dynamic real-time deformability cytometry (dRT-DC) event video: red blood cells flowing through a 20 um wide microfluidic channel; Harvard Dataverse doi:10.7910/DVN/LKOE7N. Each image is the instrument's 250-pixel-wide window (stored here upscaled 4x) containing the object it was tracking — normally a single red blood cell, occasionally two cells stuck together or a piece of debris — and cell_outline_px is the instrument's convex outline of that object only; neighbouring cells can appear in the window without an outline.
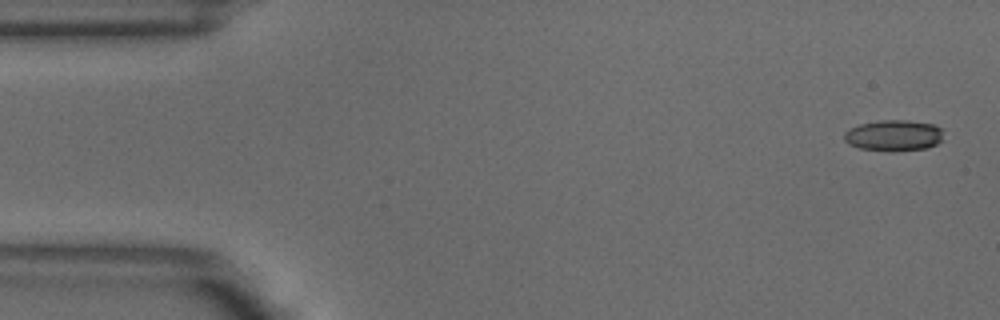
{"species": "common noctule bat (a hibernating species)", "species_latin": "Nyctalus noctula", "temperature_condition": "warm", "stored_images_in_passage": 5, "camera_frame_rate_fps": 3000, "um_per_image_px": 0.085, "animal": {"sex": "male", "body_mass_g": 18.8}, "frame": {"image": 1, "passage_image": 1, "time_ms": 0.0, "image_size_px": [1000, 320], "cell_outline_px": [[944, 140], [928, 148], [860, 148], [848, 144], [844, 140], [844, 132], [860, 124], [880, 120], [908, 120], [932, 124], [940, 128]], "centroid_in_image_um": [75.98, 11.46], "position_along_channel_um": 9.0, "area_um2": 17.11}}
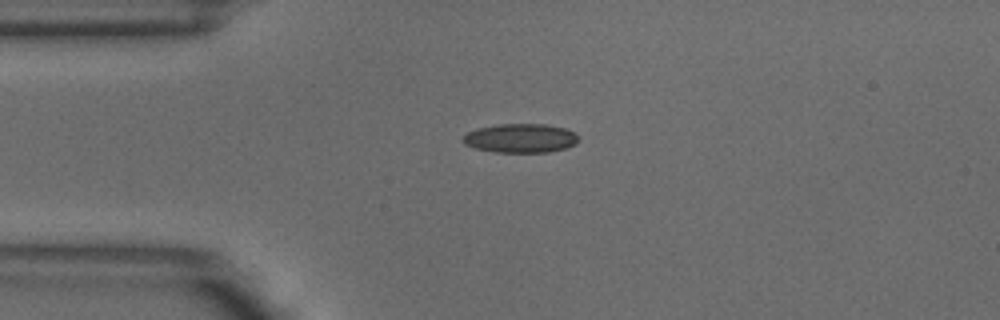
{"frame": {"image": 2, "passage_image": 3, "time_ms": 0.667, "image_size_px": [1000, 320], "cell_outline_px": [[580, 140], [576, 144], [564, 148], [548, 152], [496, 152], [476, 148], [464, 144], [460, 140], [468, 132], [476, 128], [500, 124], [544, 124], [564, 128], [576, 132], [580, 136]], "centroid_in_image_um": [44.27, 11.74], "position_along_channel_um": 40.7, "area_um2": 19.65}}
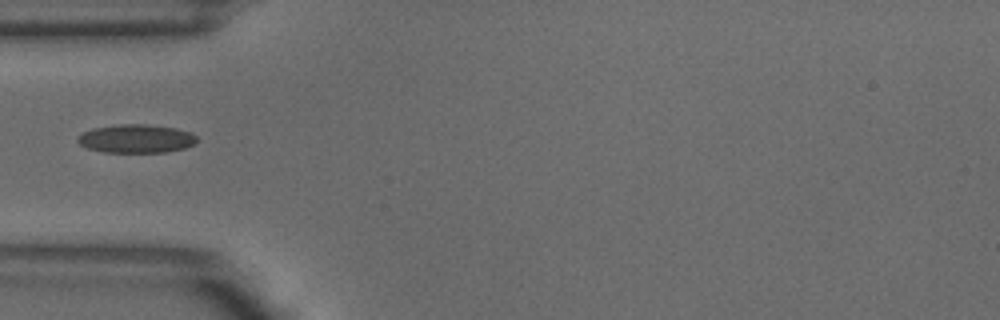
{"frame": {"image": 3, "passage_image": 4, "time_ms": 1.0, "image_size_px": [1000, 320], "cell_outline_px": [[196, 140], [192, 144], [184, 148], [164, 152], [104, 152], [88, 148], [80, 144], [76, 140], [76, 136], [92, 128], [120, 124], [148, 124], [176, 128], [192, 132], [196, 136]], "centroid_in_image_um": [11.55, 11.77], "position_along_channel_um": 73.4, "area_um2": 19.77}}